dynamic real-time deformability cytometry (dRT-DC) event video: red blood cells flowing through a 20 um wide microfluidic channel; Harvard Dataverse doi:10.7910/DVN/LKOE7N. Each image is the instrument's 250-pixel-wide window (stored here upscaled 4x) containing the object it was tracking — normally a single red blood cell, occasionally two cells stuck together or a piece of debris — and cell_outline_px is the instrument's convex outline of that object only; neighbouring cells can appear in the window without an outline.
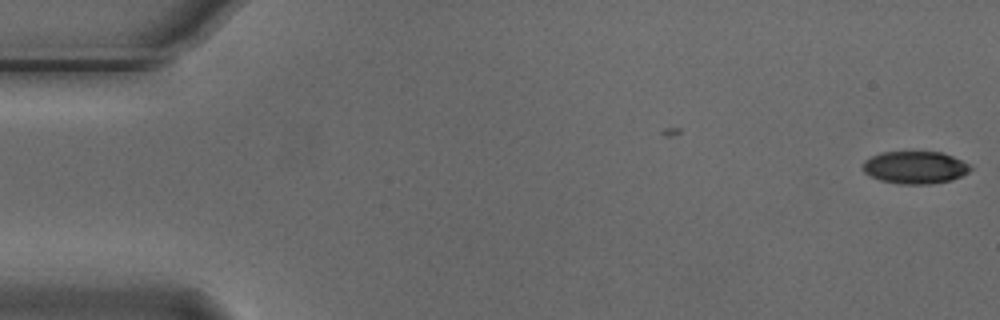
{"species": "Egyptian fruit bat (a non-hibernating species)", "species_latin": "Rousettus aegyptiacus", "temperature_condition": "cold", "stored_images_in_passage": 3, "segment_of_instrument_passage": [2, 2], "camera_frame_rate_fps": 3000, "um_per_image_px": 0.085, "animal": {"sex": "male"}, "frame": {"image": 1, "passage_image": 3, "time_ms": 0.667, "image_size_px": [1000, 320], "cell_outline_px": [[972, 168], [968, 172], [952, 180], [928, 184], [900, 184], [880, 180], [864, 172], [864, 160], [880, 152], [940, 152], [952, 156], [968, 164]], "centroid_in_image_um": [77.77, 14.23], "position_along_channel_um": 7.2, "area_um2": 20.11}}